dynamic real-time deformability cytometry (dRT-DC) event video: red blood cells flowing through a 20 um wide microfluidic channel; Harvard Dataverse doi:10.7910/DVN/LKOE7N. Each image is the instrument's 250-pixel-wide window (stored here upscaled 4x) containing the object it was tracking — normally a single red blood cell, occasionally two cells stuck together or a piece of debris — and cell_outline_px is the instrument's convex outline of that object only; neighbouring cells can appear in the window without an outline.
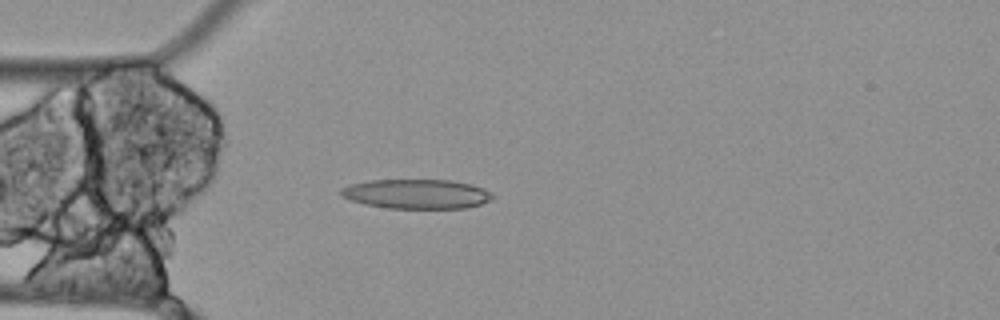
{"species": "Egyptian fruit bat (a non-hibernating species)", "species_latin": "Rousettus aegyptiacus", "temperature_condition": "cold", "stored_images_in_passage": 4, "camera_frame_rate_fps": 3000, "um_per_image_px": 0.085, "animal": {"sex": "female"}, "frame": {"image": 1, "passage_image": 4, "time_ms": 1.0, "image_size_px": [1000, 320], "cell_outline_px": [[496, 196], [492, 200], [468, 208], [388, 208], [364, 204], [352, 200], [344, 196], [340, 192], [340, 188], [348, 184], [372, 180], [452, 180], [472, 184], [484, 188], [492, 192]], "centroid_in_image_um": [35.47, 16.48], "position_along_channel_um": 49.5, "area_um2": 26.24}}